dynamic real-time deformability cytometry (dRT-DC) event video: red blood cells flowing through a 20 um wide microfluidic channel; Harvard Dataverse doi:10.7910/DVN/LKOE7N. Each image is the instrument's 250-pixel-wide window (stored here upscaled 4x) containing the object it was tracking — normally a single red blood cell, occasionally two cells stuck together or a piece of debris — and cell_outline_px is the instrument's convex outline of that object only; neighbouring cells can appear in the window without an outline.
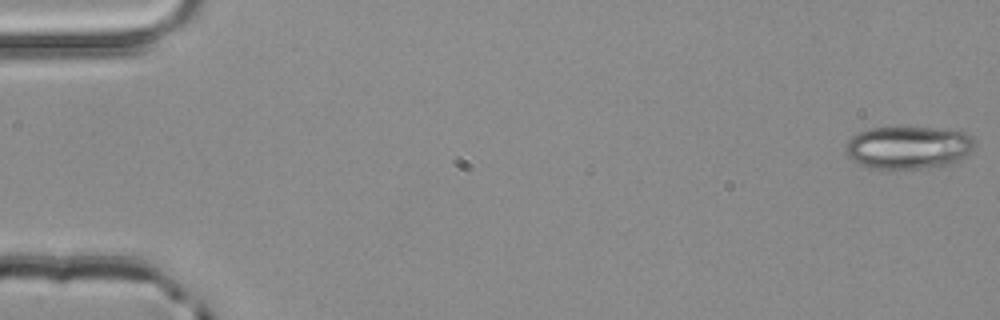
{"species": "common noctule bat (a hibernating species)", "species_latin": "Nyctalus noctula", "temperature_condition": "room temperature", "stored_images_in_passage": 4, "camera_frame_rate_fps": 3000, "um_per_image_px": 0.085, "animal": {"sex": "male", "body_mass_g": 20.4}, "frame": {"image": 1, "passage_image": 1, "time_ms": 0.0, "image_size_px": [1000, 320], "cell_outline_px": [[976, 144], [964, 156], [956, 160], [944, 164], [920, 168], [872, 168], [860, 164], [852, 160], [848, 156], [844, 144], [852, 136], [868, 128], [960, 128], [968, 132], [976, 140]], "centroid_in_image_um": [77.23, 12.49], "position_along_channel_um": 7.8, "area_um2": 32.08}}